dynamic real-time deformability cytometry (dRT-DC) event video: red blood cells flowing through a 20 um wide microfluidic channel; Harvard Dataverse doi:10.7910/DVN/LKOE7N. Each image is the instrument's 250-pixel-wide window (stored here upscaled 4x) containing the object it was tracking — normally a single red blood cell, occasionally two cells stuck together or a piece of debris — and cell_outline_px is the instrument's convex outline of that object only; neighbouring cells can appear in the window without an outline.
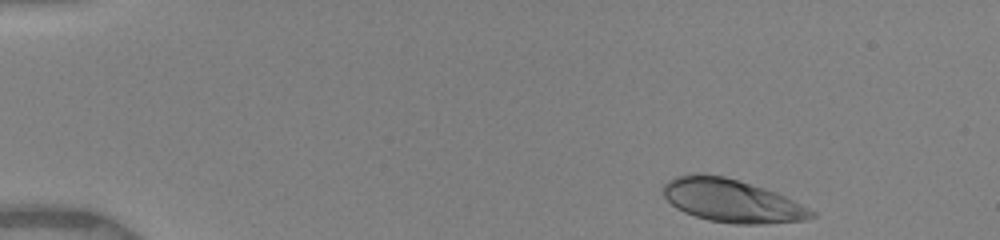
{"species": "human", "species_latin": "Homo sapiens", "temperature_condition": "warm", "stored_images_in_passage": 24, "camera_frame_rate_fps": 3000, "um_per_image_px": 0.085, "donor": {"sex": "female"}, "frame": {"image": 1, "passage_image": 1, "time_ms": 0.0, "image_size_px": [1000, 240], "cell_outline_px": [[816, 216], [808, 220], [764, 224], [732, 224], [708, 220], [684, 212], [676, 208], [664, 196], [664, 184], [668, 180], [676, 176], [692, 172], [696, 172], [724, 176], [776, 192], [816, 212]], "centroid_in_image_um": [62.19, 17.06], "position_along_channel_um": 22.8, "area_um2": 37.22}}
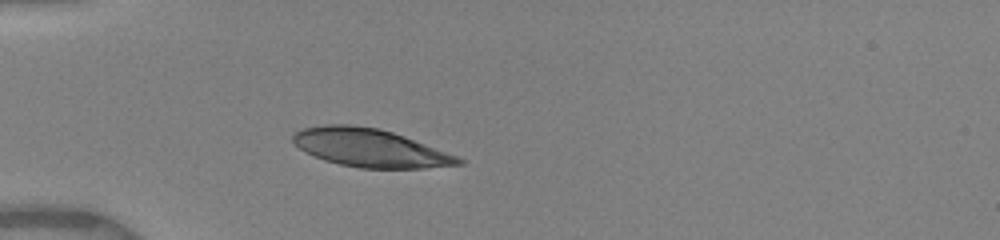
{"frame": {"image": 2, "passage_image": 21, "time_ms": 3.0, "image_size_px": [1000, 240], "cell_outline_px": [[464, 164], [424, 168], [360, 168], [340, 164], [324, 160], [304, 152], [292, 144], [292, 136], [296, 132], [304, 128], [324, 124], [348, 124], [380, 128], [404, 136], [456, 156], [464, 160]], "centroid_in_image_um": [31.39, 12.57], "position_along_channel_um": 53.6, "area_um2": 36.65}}